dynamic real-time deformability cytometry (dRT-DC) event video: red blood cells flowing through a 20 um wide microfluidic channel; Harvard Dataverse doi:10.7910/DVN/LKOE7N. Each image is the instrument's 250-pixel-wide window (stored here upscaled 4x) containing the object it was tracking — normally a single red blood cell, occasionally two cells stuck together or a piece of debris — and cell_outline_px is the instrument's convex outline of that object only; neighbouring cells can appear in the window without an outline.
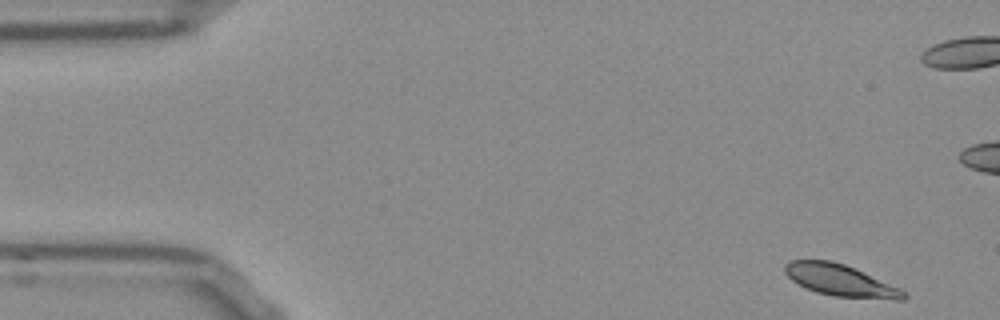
{"species": "Egyptian fruit bat (a non-hibernating species)", "species_latin": "Rousettus aegyptiacus", "temperature_condition": "room temperature", "stored_images_in_passage": 52, "camera_frame_rate_fps": 3000, "um_per_image_px": 0.085, "frame": {"image": 1, "passage_image": 1, "time_ms": 0.0, "image_size_px": [1000, 320], "cell_outline_px": [[908, 296], [904, 300], [896, 300], [832, 296], [816, 292], [804, 288], [792, 280], [784, 272], [784, 264], [792, 260], [832, 260], [844, 264], [900, 288]], "centroid_in_image_um": [71.41, 23.84], "position_along_channel_um": 13.6, "area_um2": 21.91}}
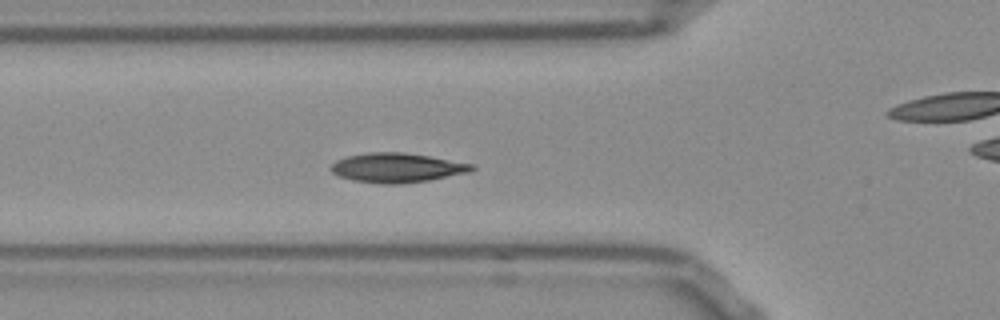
{"frame": {"image": 2, "passage_image": 16, "time_ms": 5.0, "image_size_px": [1000, 320], "cell_outline_px": [[476, 168], [472, 172], [428, 180], [404, 184], [380, 184], [352, 180], [340, 176], [332, 172], [332, 164], [336, 160], [348, 156], [372, 152], [400, 152], [428, 156], [476, 164]], "centroid_in_image_um": [33.8, 14.27], "position_along_channel_um": 92.0, "area_um2": 24.16}, "authors_computed_cell_mechanics": {"area_um2": 22.8599, "velocity_mm_per_s": 3.763, "shape_relaxation_time_tau1_ms": 2.6264, "shape_relaxation_time_tau2_ms": null, "deformation_change_tau1": 0.1109, "deformation_change_tau2": null}}